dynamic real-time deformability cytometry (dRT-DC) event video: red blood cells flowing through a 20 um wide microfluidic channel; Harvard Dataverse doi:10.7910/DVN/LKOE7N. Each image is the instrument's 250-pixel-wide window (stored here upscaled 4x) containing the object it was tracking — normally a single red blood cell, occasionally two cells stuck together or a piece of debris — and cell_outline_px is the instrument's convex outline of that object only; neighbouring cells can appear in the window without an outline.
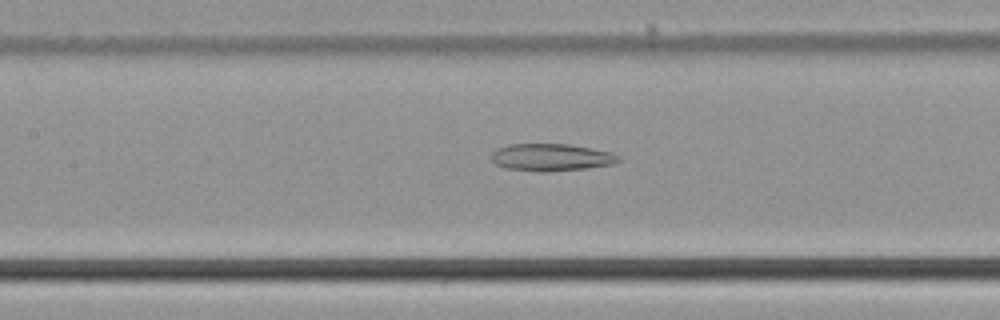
{"species": "common noctule bat (a hibernating species)", "species_latin": "Nyctalus noctula", "temperature_condition": "cold", "stored_images_in_passage": 55, "camera_frame_rate_fps": 3000, "um_per_image_px": 0.085, "animal": {"sex": "male", "body_mass_g": 21.5, "forearm_length_mm": 52.0}, "frame": {"image": 1, "passage_image": 26, "time_ms": 8.333, "image_size_px": [1000, 320], "cell_outline_px": [[620, 160], [612, 164], [588, 168], [540, 172], [508, 168], [496, 164], [492, 160], [492, 152], [496, 148], [508, 144], [568, 144], [592, 148], [612, 152], [620, 156]], "centroid_in_image_um": [46.86, 13.36], "position_along_channel_um": 160.5, "area_um2": 20.17}}
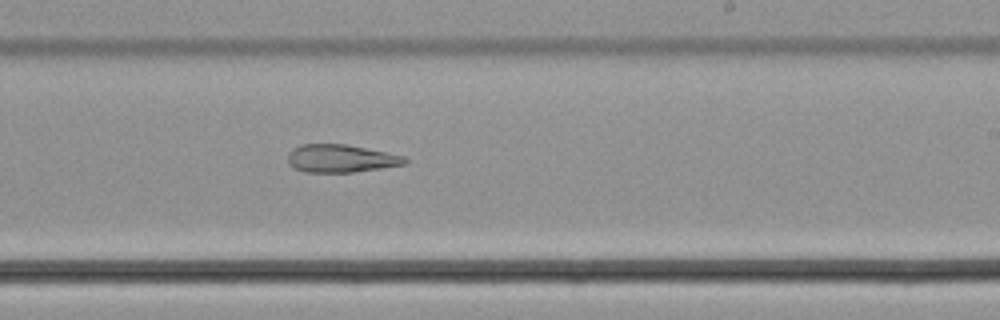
{"frame": {"image": 2, "passage_image": 34, "time_ms": 11.0, "image_size_px": [1000, 320], "cell_outline_px": [[408, 164], [352, 172], [304, 172], [288, 164], [288, 152], [292, 148], [300, 144], [344, 144], [404, 156], [408, 160]], "centroid_in_image_um": [28.94, 13.47], "position_along_channel_um": 260.1, "area_um2": 18.9}}
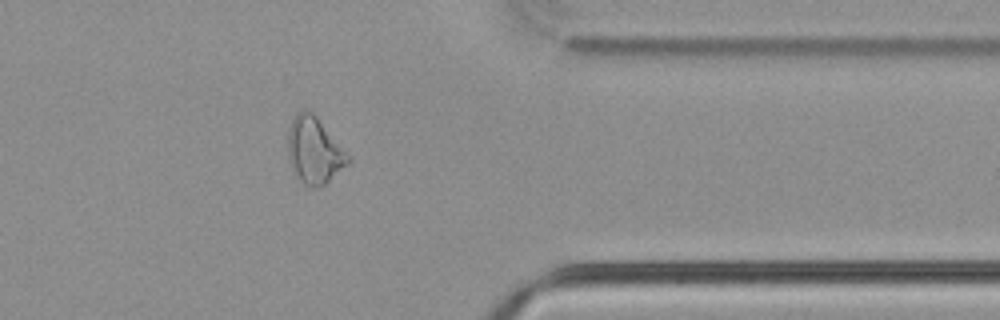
{"frame": {"image": 3, "passage_image": 45, "time_ms": 14.667, "image_size_px": [1000, 320], "cell_outline_px": [[352, 160], [348, 164], [324, 184], [308, 188], [292, 172], [288, 156], [288, 128], [296, 112], [304, 108], [312, 112], [316, 116], [352, 156]], "centroid_in_image_um": [26.72, 12.77], "position_along_channel_um": 384.7, "area_um2": 23.58}}